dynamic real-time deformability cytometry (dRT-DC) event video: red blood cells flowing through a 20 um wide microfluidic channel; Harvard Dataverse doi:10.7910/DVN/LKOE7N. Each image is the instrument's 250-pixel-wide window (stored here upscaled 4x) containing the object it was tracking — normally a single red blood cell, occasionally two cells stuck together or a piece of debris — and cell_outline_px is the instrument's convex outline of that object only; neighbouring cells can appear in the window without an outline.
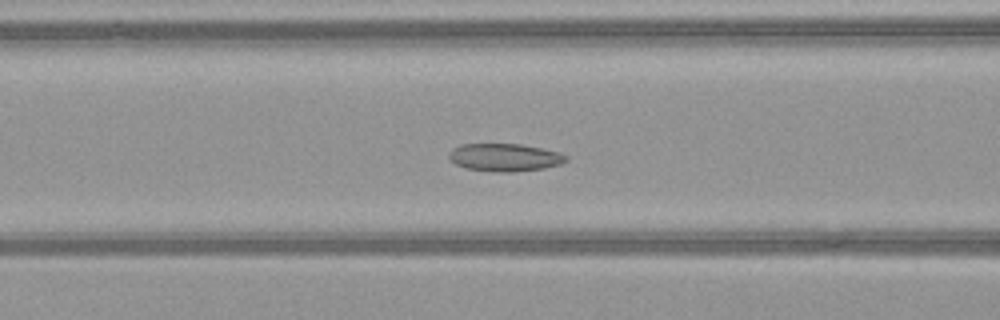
{"species": "common noctule bat (a hibernating species)", "species_latin": "Nyctalus noctula", "temperature_condition": "warm", "stored_images_in_passage": 53, "camera_frame_rate_fps": 3000, "um_per_image_px": 0.085, "animal": {"sex": "female", "body_mass_g": 21.9}, "frame": {"image": 1, "passage_image": 23, "time_ms": 7.333, "image_size_px": [1000, 320], "cell_outline_px": [[568, 160], [560, 164], [544, 168], [512, 172], [496, 172], [468, 168], [456, 164], [448, 156], [448, 152], [452, 148], [460, 144], [520, 144], [560, 152], [568, 156]], "centroid_in_image_um": [42.91, 13.37], "position_along_channel_um": 123.7, "area_um2": 18.9}}
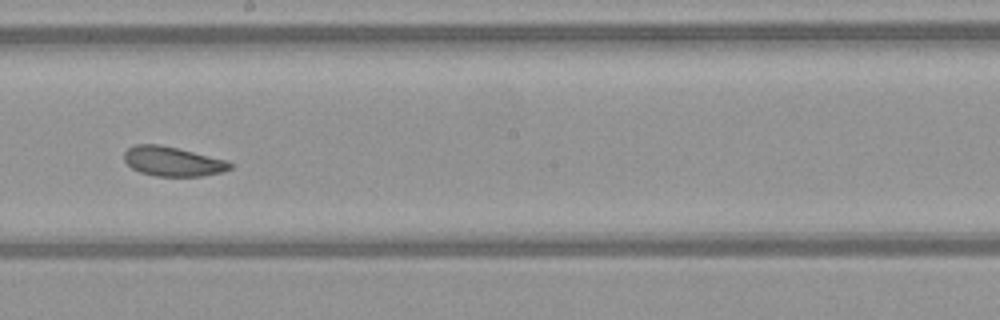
{"frame": {"image": 2, "passage_image": 31, "time_ms": 10.0, "image_size_px": [1000, 320], "cell_outline_px": [[232, 168], [224, 172], [204, 176], [156, 176], [140, 172], [132, 168], [124, 160], [124, 152], [128, 148], [136, 144], [160, 144], [228, 160], [232, 164]], "centroid_in_image_um": [14.71, 13.72], "position_along_channel_um": 233.5, "area_um2": 18.32}}
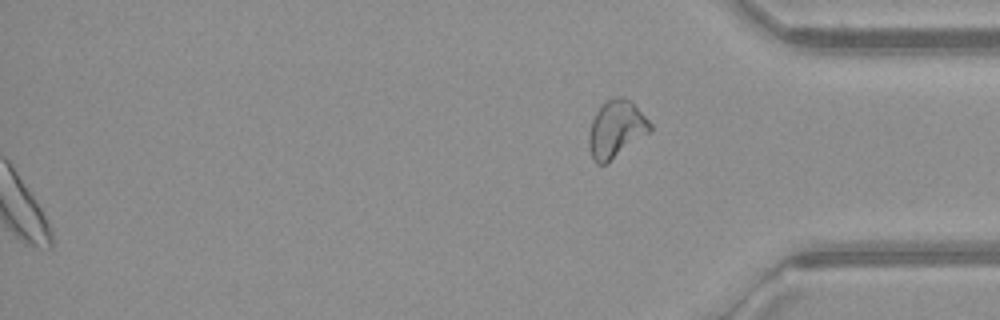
{"frame": {"image": 3, "passage_image": 53, "time_ms": 17.333, "image_size_px": [1000, 320], "cell_outline_px": [[652, 128], [648, 132], [608, 164], [596, 164], [592, 160], [588, 144], [588, 136], [592, 120], [600, 104], [612, 96], [620, 96], [628, 100], [652, 124]], "centroid_in_image_um": [52.31, 10.99], "position_along_channel_um": 382.9, "area_um2": 20.35}, "authors_computed_cell_mechanics": {"area_um2": 20.3456, "velocity_mm_per_s": 4.1138, "shape_relaxation_time_tau1_ms": null, "shape_relaxation_time_tau2_ms": 3.145, "deformation_change_tau1": null, "deformation_change_tau2": 0.0822}}